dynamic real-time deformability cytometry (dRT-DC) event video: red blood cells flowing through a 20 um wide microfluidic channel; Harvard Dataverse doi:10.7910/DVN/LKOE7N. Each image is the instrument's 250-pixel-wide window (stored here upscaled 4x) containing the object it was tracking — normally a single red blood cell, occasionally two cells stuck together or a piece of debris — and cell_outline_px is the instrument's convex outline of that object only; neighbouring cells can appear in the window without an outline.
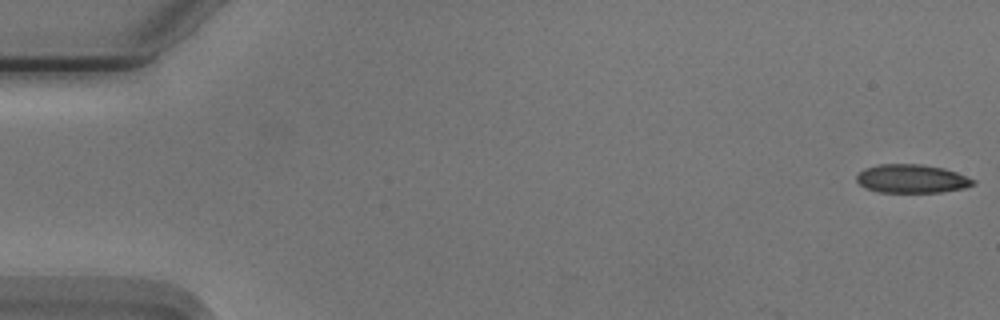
{"species": "Egyptian fruit bat (a non-hibernating species)", "species_latin": "Rousettus aegyptiacus", "temperature_condition": "cold", "stored_images_in_passage": 4, "camera_frame_rate_fps": 3000, "um_per_image_px": 0.085, "animal": {"sex": "male"}, "frame": {"image": 1, "passage_image": 1, "time_ms": 0.0, "image_size_px": [1000, 320], "cell_outline_px": [[976, 184], [968, 188], [940, 192], [880, 192], [864, 188], [856, 180], [856, 176], [864, 168], [880, 164], [920, 164], [944, 168], [956, 172], [976, 180]], "centroid_in_image_um": [77.53, 15.19], "position_along_channel_um": 7.5, "area_um2": 19.54}}